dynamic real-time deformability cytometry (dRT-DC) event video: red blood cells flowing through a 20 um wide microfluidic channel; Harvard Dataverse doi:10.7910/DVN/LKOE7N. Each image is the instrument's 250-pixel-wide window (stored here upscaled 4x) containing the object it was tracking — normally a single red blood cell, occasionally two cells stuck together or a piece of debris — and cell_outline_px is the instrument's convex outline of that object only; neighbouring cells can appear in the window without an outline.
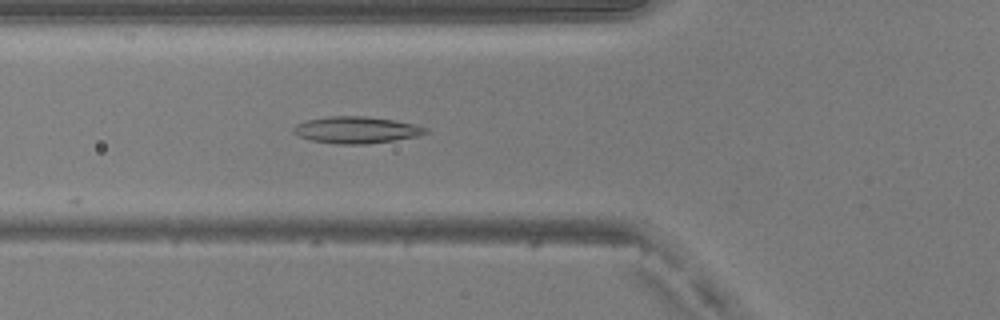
{"species": "common noctule bat (a hibernating species)", "species_latin": "Nyctalus noctula", "temperature_condition": "warm", "stored_images_in_passage": 21, "camera_frame_rate_fps": 3000, "um_per_image_px": 0.085, "animal": {"sex": "male", "body_mass_g": 20.5, "forearm_length_mm": 52.5}, "frame": {"image": 1, "passage_image": 7, "time_ms": 2.0, "image_size_px": [1000, 320], "cell_outline_px": [[428, 132], [416, 136], [396, 140], [368, 144], [336, 144], [312, 140], [300, 136], [292, 132], [292, 128], [296, 124], [308, 120], [328, 116], [364, 116], [392, 120], [412, 124], [428, 128]], "centroid_in_image_um": [30.27, 11.05], "position_along_channel_um": 95.5, "area_um2": 20.4}}
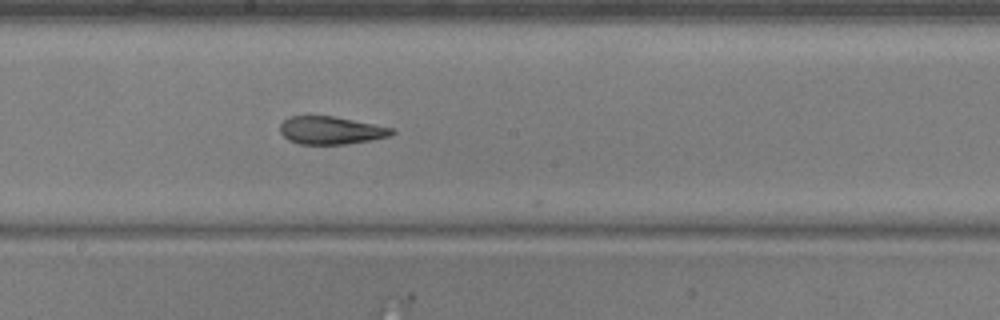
{"frame": {"image": 2, "passage_image": 16, "time_ms": 5.0, "image_size_px": [1000, 320], "cell_outline_px": [[396, 132], [392, 136], [344, 144], [300, 144], [288, 140], [280, 132], [280, 124], [288, 116], [332, 116], [396, 128]], "centroid_in_image_um": [28.15, 11.08], "position_along_channel_um": 220.1, "area_um2": 18.15}}
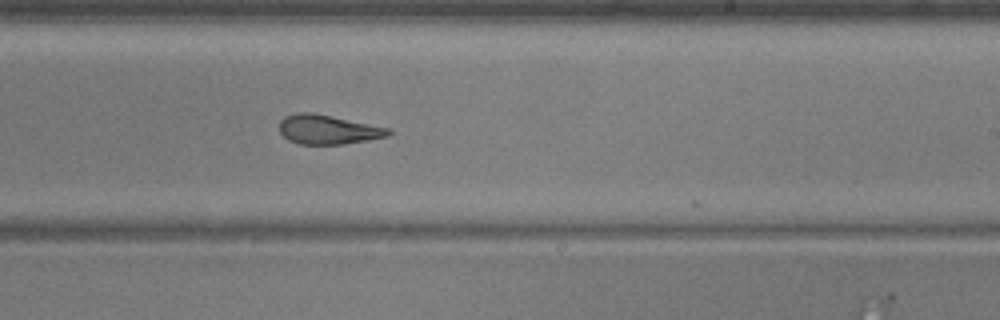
{"frame": {"image": 3, "passage_image": 19, "time_ms": 6.0, "image_size_px": [1000, 320], "cell_outline_px": [[392, 132], [388, 136], [368, 140], [344, 144], [300, 144], [288, 140], [280, 132], [280, 120], [284, 116], [296, 112], [312, 112], [392, 128]], "centroid_in_image_um": [27.89, 11.0], "position_along_channel_um": 261.1, "area_um2": 18.79}}